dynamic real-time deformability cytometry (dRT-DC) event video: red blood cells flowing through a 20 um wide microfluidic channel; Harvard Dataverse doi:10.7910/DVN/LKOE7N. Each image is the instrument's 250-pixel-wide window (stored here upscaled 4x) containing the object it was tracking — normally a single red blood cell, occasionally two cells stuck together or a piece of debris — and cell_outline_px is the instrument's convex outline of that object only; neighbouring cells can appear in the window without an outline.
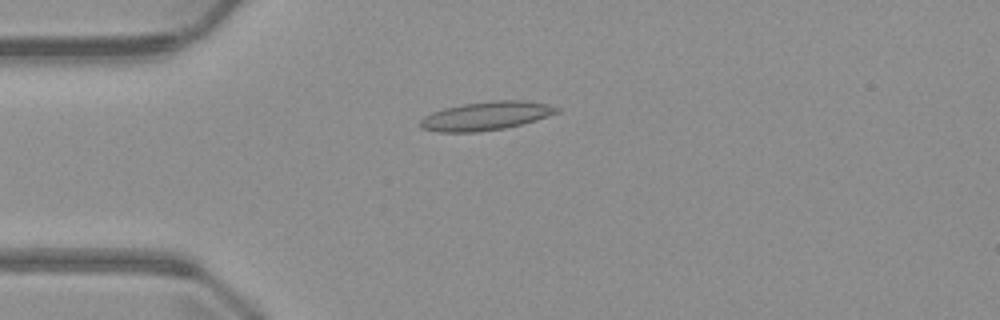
{"species": "common noctule bat (a hibernating species)", "species_latin": "Nyctalus noctula", "temperature_condition": "warm", "stored_images_in_passage": 6, "camera_frame_rate_fps": 3000, "um_per_image_px": 0.085, "animal": {"sex": "male", "body_mass_g": 23.1, "forearm_length_mm": 52.7}, "frame": {"image": 1, "passage_image": 4, "time_ms": 3.667, "image_size_px": [1000, 320], "cell_outline_px": [[560, 112], [536, 120], [504, 128], [476, 132], [436, 132], [420, 128], [420, 120], [424, 116], [432, 112], [444, 108], [464, 104], [492, 100], [524, 100], [548, 104], [560, 108]], "centroid_in_image_um": [41.31, 9.85], "position_along_channel_um": 43.7, "area_um2": 22.77}}
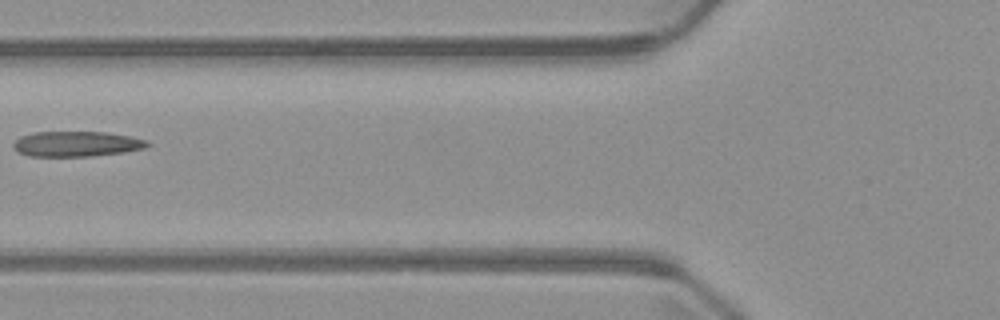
{"frame": {"image": 2, "passage_image": 6, "time_ms": 6.0, "image_size_px": [1000, 320], "cell_outline_px": [[152, 144], [144, 148], [124, 152], [92, 156], [28, 156], [12, 148], [12, 144], [20, 136], [32, 132], [104, 132], [132, 136], [148, 140]], "centroid_in_image_um": [6.52, 12.23], "position_along_channel_um": 119.3, "area_um2": 19.88}}